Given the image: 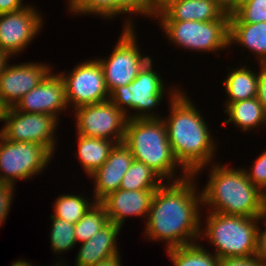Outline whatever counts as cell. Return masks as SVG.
I'll use <instances>...</instances> for the list:
<instances>
[{"label":"cell","mask_w":266,"mask_h":266,"mask_svg":"<svg viewBox=\"0 0 266 266\" xmlns=\"http://www.w3.org/2000/svg\"><path fill=\"white\" fill-rule=\"evenodd\" d=\"M15 186L0 182V227L4 224L13 203Z\"/></svg>","instance_id":"cell-33"},{"label":"cell","mask_w":266,"mask_h":266,"mask_svg":"<svg viewBox=\"0 0 266 266\" xmlns=\"http://www.w3.org/2000/svg\"><path fill=\"white\" fill-rule=\"evenodd\" d=\"M242 46L255 54L257 62L266 60V22L243 23L234 13L229 16V46Z\"/></svg>","instance_id":"cell-20"},{"label":"cell","mask_w":266,"mask_h":266,"mask_svg":"<svg viewBox=\"0 0 266 266\" xmlns=\"http://www.w3.org/2000/svg\"><path fill=\"white\" fill-rule=\"evenodd\" d=\"M229 14L219 20L158 21L170 43L189 51L215 53L229 49Z\"/></svg>","instance_id":"cell-7"},{"label":"cell","mask_w":266,"mask_h":266,"mask_svg":"<svg viewBox=\"0 0 266 266\" xmlns=\"http://www.w3.org/2000/svg\"><path fill=\"white\" fill-rule=\"evenodd\" d=\"M133 160V155L124 142L117 143L104 164L89 176L94 181L92 199L100 202L108 194L117 191Z\"/></svg>","instance_id":"cell-16"},{"label":"cell","mask_w":266,"mask_h":266,"mask_svg":"<svg viewBox=\"0 0 266 266\" xmlns=\"http://www.w3.org/2000/svg\"><path fill=\"white\" fill-rule=\"evenodd\" d=\"M224 113L228 118L223 124L234 123L237 129L242 130L240 132L247 133L261 125L266 126V115L258 97L230 103Z\"/></svg>","instance_id":"cell-22"},{"label":"cell","mask_w":266,"mask_h":266,"mask_svg":"<svg viewBox=\"0 0 266 266\" xmlns=\"http://www.w3.org/2000/svg\"><path fill=\"white\" fill-rule=\"evenodd\" d=\"M121 14H129L123 28H135L134 21L129 16L138 14L155 20L157 0H115V17Z\"/></svg>","instance_id":"cell-29"},{"label":"cell","mask_w":266,"mask_h":266,"mask_svg":"<svg viewBox=\"0 0 266 266\" xmlns=\"http://www.w3.org/2000/svg\"><path fill=\"white\" fill-rule=\"evenodd\" d=\"M214 1L226 14L231 15L236 11V0H214Z\"/></svg>","instance_id":"cell-38"},{"label":"cell","mask_w":266,"mask_h":266,"mask_svg":"<svg viewBox=\"0 0 266 266\" xmlns=\"http://www.w3.org/2000/svg\"><path fill=\"white\" fill-rule=\"evenodd\" d=\"M224 11L214 0H176L157 12L158 21H201L219 20Z\"/></svg>","instance_id":"cell-19"},{"label":"cell","mask_w":266,"mask_h":266,"mask_svg":"<svg viewBox=\"0 0 266 266\" xmlns=\"http://www.w3.org/2000/svg\"><path fill=\"white\" fill-rule=\"evenodd\" d=\"M165 181L143 162L133 160L125 173L120 188L122 190H157Z\"/></svg>","instance_id":"cell-25"},{"label":"cell","mask_w":266,"mask_h":266,"mask_svg":"<svg viewBox=\"0 0 266 266\" xmlns=\"http://www.w3.org/2000/svg\"><path fill=\"white\" fill-rule=\"evenodd\" d=\"M196 182L195 176L189 175L180 181L164 182L154 192L143 232L149 241H166V249L199 243L204 222Z\"/></svg>","instance_id":"cell-1"},{"label":"cell","mask_w":266,"mask_h":266,"mask_svg":"<svg viewBox=\"0 0 266 266\" xmlns=\"http://www.w3.org/2000/svg\"><path fill=\"white\" fill-rule=\"evenodd\" d=\"M61 260V261H60ZM61 263H60V262ZM59 261L58 262H56V264H54V265H52L51 264V266H66V264H67V262H64L62 259H59ZM63 261V262H62Z\"/></svg>","instance_id":"cell-45"},{"label":"cell","mask_w":266,"mask_h":266,"mask_svg":"<svg viewBox=\"0 0 266 266\" xmlns=\"http://www.w3.org/2000/svg\"><path fill=\"white\" fill-rule=\"evenodd\" d=\"M176 0H157V12H161L169 3Z\"/></svg>","instance_id":"cell-41"},{"label":"cell","mask_w":266,"mask_h":266,"mask_svg":"<svg viewBox=\"0 0 266 266\" xmlns=\"http://www.w3.org/2000/svg\"><path fill=\"white\" fill-rule=\"evenodd\" d=\"M77 158L81 163L83 171L90 176L98 168H100L109 157L113 147L116 145L114 141L85 137L77 134Z\"/></svg>","instance_id":"cell-23"},{"label":"cell","mask_w":266,"mask_h":266,"mask_svg":"<svg viewBox=\"0 0 266 266\" xmlns=\"http://www.w3.org/2000/svg\"><path fill=\"white\" fill-rule=\"evenodd\" d=\"M50 66L45 62L10 65L7 62L0 74V98L3 104L7 108L14 107L52 71Z\"/></svg>","instance_id":"cell-14"},{"label":"cell","mask_w":266,"mask_h":266,"mask_svg":"<svg viewBox=\"0 0 266 266\" xmlns=\"http://www.w3.org/2000/svg\"><path fill=\"white\" fill-rule=\"evenodd\" d=\"M11 58L0 50V74L3 72L4 66L7 64V62H10Z\"/></svg>","instance_id":"cell-40"},{"label":"cell","mask_w":266,"mask_h":266,"mask_svg":"<svg viewBox=\"0 0 266 266\" xmlns=\"http://www.w3.org/2000/svg\"><path fill=\"white\" fill-rule=\"evenodd\" d=\"M83 195L62 194L56 198L54 205L55 218L76 224L96 202Z\"/></svg>","instance_id":"cell-26"},{"label":"cell","mask_w":266,"mask_h":266,"mask_svg":"<svg viewBox=\"0 0 266 266\" xmlns=\"http://www.w3.org/2000/svg\"><path fill=\"white\" fill-rule=\"evenodd\" d=\"M43 27V18L32 4L0 14V50L10 58L26 50Z\"/></svg>","instance_id":"cell-13"},{"label":"cell","mask_w":266,"mask_h":266,"mask_svg":"<svg viewBox=\"0 0 266 266\" xmlns=\"http://www.w3.org/2000/svg\"><path fill=\"white\" fill-rule=\"evenodd\" d=\"M251 67L240 66L230 69V72L222 81L225 93L228 96L225 107L240 100H248L258 97L259 72L255 73Z\"/></svg>","instance_id":"cell-21"},{"label":"cell","mask_w":266,"mask_h":266,"mask_svg":"<svg viewBox=\"0 0 266 266\" xmlns=\"http://www.w3.org/2000/svg\"><path fill=\"white\" fill-rule=\"evenodd\" d=\"M22 1L24 0H0V14L10 13L20 10L27 6Z\"/></svg>","instance_id":"cell-37"},{"label":"cell","mask_w":266,"mask_h":266,"mask_svg":"<svg viewBox=\"0 0 266 266\" xmlns=\"http://www.w3.org/2000/svg\"><path fill=\"white\" fill-rule=\"evenodd\" d=\"M210 166L209 179L201 191L202 206H208L207 211L244 217H261L265 213L266 194L251 183L243 168L220 162Z\"/></svg>","instance_id":"cell-3"},{"label":"cell","mask_w":266,"mask_h":266,"mask_svg":"<svg viewBox=\"0 0 266 266\" xmlns=\"http://www.w3.org/2000/svg\"><path fill=\"white\" fill-rule=\"evenodd\" d=\"M59 74L64 80L67 104L72 110L109 100L103 70L97 59L77 63L72 71Z\"/></svg>","instance_id":"cell-12"},{"label":"cell","mask_w":266,"mask_h":266,"mask_svg":"<svg viewBox=\"0 0 266 266\" xmlns=\"http://www.w3.org/2000/svg\"><path fill=\"white\" fill-rule=\"evenodd\" d=\"M250 0H236V10Z\"/></svg>","instance_id":"cell-44"},{"label":"cell","mask_w":266,"mask_h":266,"mask_svg":"<svg viewBox=\"0 0 266 266\" xmlns=\"http://www.w3.org/2000/svg\"><path fill=\"white\" fill-rule=\"evenodd\" d=\"M123 142L134 160L146 164L165 182L180 181L189 176L173 155L162 118L128 119ZM178 167L182 171L179 176L176 175Z\"/></svg>","instance_id":"cell-4"},{"label":"cell","mask_w":266,"mask_h":266,"mask_svg":"<svg viewBox=\"0 0 266 266\" xmlns=\"http://www.w3.org/2000/svg\"><path fill=\"white\" fill-rule=\"evenodd\" d=\"M234 14L243 23L266 22V0H250L239 7Z\"/></svg>","instance_id":"cell-31"},{"label":"cell","mask_w":266,"mask_h":266,"mask_svg":"<svg viewBox=\"0 0 266 266\" xmlns=\"http://www.w3.org/2000/svg\"><path fill=\"white\" fill-rule=\"evenodd\" d=\"M121 226L109 222L105 227L96 232L90 240L81 243L75 266H91L96 263L119 254L117 236H119ZM66 266H69L66 265Z\"/></svg>","instance_id":"cell-18"},{"label":"cell","mask_w":266,"mask_h":266,"mask_svg":"<svg viewBox=\"0 0 266 266\" xmlns=\"http://www.w3.org/2000/svg\"><path fill=\"white\" fill-rule=\"evenodd\" d=\"M153 66L151 58L131 83L117 87L109 94V100L123 111L128 119L162 118L160 114L152 112L153 109L160 106L164 95L168 93L169 97H173L181 89V87L177 89L176 86H172L168 90L163 78L153 70ZM127 110H135V113L129 114Z\"/></svg>","instance_id":"cell-6"},{"label":"cell","mask_w":266,"mask_h":266,"mask_svg":"<svg viewBox=\"0 0 266 266\" xmlns=\"http://www.w3.org/2000/svg\"><path fill=\"white\" fill-rule=\"evenodd\" d=\"M91 266H122L120 253Z\"/></svg>","instance_id":"cell-39"},{"label":"cell","mask_w":266,"mask_h":266,"mask_svg":"<svg viewBox=\"0 0 266 266\" xmlns=\"http://www.w3.org/2000/svg\"><path fill=\"white\" fill-rule=\"evenodd\" d=\"M186 94L185 90H180L173 97L167 96L169 115L162 119L177 162L189 175L196 177L205 166L213 163L218 142L212 137L200 110Z\"/></svg>","instance_id":"cell-2"},{"label":"cell","mask_w":266,"mask_h":266,"mask_svg":"<svg viewBox=\"0 0 266 266\" xmlns=\"http://www.w3.org/2000/svg\"><path fill=\"white\" fill-rule=\"evenodd\" d=\"M259 221H262L266 225V211L261 217H259ZM262 229L263 228L258 227L257 249L255 255L266 264V228Z\"/></svg>","instance_id":"cell-35"},{"label":"cell","mask_w":266,"mask_h":266,"mask_svg":"<svg viewBox=\"0 0 266 266\" xmlns=\"http://www.w3.org/2000/svg\"><path fill=\"white\" fill-rule=\"evenodd\" d=\"M205 221L206 226L200 229L199 243L202 238L208 240L219 259L255 256L259 217L207 211Z\"/></svg>","instance_id":"cell-5"},{"label":"cell","mask_w":266,"mask_h":266,"mask_svg":"<svg viewBox=\"0 0 266 266\" xmlns=\"http://www.w3.org/2000/svg\"><path fill=\"white\" fill-rule=\"evenodd\" d=\"M259 80H258V99L263 107L266 115V69L259 64Z\"/></svg>","instance_id":"cell-36"},{"label":"cell","mask_w":266,"mask_h":266,"mask_svg":"<svg viewBox=\"0 0 266 266\" xmlns=\"http://www.w3.org/2000/svg\"><path fill=\"white\" fill-rule=\"evenodd\" d=\"M50 220H52L50 243L53 253L59 255L73 249L77 244L74 235L75 224L55 218L52 214Z\"/></svg>","instance_id":"cell-28"},{"label":"cell","mask_w":266,"mask_h":266,"mask_svg":"<svg viewBox=\"0 0 266 266\" xmlns=\"http://www.w3.org/2000/svg\"><path fill=\"white\" fill-rule=\"evenodd\" d=\"M72 111L77 134L111 140L116 144L123 142L128 117L110 100L83 105Z\"/></svg>","instance_id":"cell-10"},{"label":"cell","mask_w":266,"mask_h":266,"mask_svg":"<svg viewBox=\"0 0 266 266\" xmlns=\"http://www.w3.org/2000/svg\"><path fill=\"white\" fill-rule=\"evenodd\" d=\"M174 266H217L219 258L196 243L166 249Z\"/></svg>","instance_id":"cell-24"},{"label":"cell","mask_w":266,"mask_h":266,"mask_svg":"<svg viewBox=\"0 0 266 266\" xmlns=\"http://www.w3.org/2000/svg\"><path fill=\"white\" fill-rule=\"evenodd\" d=\"M262 66L266 69V60L262 63Z\"/></svg>","instance_id":"cell-46"},{"label":"cell","mask_w":266,"mask_h":266,"mask_svg":"<svg viewBox=\"0 0 266 266\" xmlns=\"http://www.w3.org/2000/svg\"><path fill=\"white\" fill-rule=\"evenodd\" d=\"M53 154L34 142H12L0 134V182L15 185L47 169Z\"/></svg>","instance_id":"cell-8"},{"label":"cell","mask_w":266,"mask_h":266,"mask_svg":"<svg viewBox=\"0 0 266 266\" xmlns=\"http://www.w3.org/2000/svg\"><path fill=\"white\" fill-rule=\"evenodd\" d=\"M156 190H122L108 194L100 203L107 212L109 222L123 227L127 217H144L149 213Z\"/></svg>","instance_id":"cell-17"},{"label":"cell","mask_w":266,"mask_h":266,"mask_svg":"<svg viewBox=\"0 0 266 266\" xmlns=\"http://www.w3.org/2000/svg\"><path fill=\"white\" fill-rule=\"evenodd\" d=\"M135 28H124L118 42L115 44L111 55L107 58H98L106 87L109 94L117 87L127 86L139 74L144 65L151 59L150 56H143Z\"/></svg>","instance_id":"cell-9"},{"label":"cell","mask_w":266,"mask_h":266,"mask_svg":"<svg viewBox=\"0 0 266 266\" xmlns=\"http://www.w3.org/2000/svg\"><path fill=\"white\" fill-rule=\"evenodd\" d=\"M109 223L107 212L100 202H95L75 224L74 235L78 244L87 242Z\"/></svg>","instance_id":"cell-27"},{"label":"cell","mask_w":266,"mask_h":266,"mask_svg":"<svg viewBox=\"0 0 266 266\" xmlns=\"http://www.w3.org/2000/svg\"><path fill=\"white\" fill-rule=\"evenodd\" d=\"M67 6L73 15H96L100 18H115V0H67Z\"/></svg>","instance_id":"cell-30"},{"label":"cell","mask_w":266,"mask_h":266,"mask_svg":"<svg viewBox=\"0 0 266 266\" xmlns=\"http://www.w3.org/2000/svg\"><path fill=\"white\" fill-rule=\"evenodd\" d=\"M7 107L3 104L1 98H0V122L3 123V119L5 117Z\"/></svg>","instance_id":"cell-43"},{"label":"cell","mask_w":266,"mask_h":266,"mask_svg":"<svg viewBox=\"0 0 266 266\" xmlns=\"http://www.w3.org/2000/svg\"><path fill=\"white\" fill-rule=\"evenodd\" d=\"M0 134L12 142H34L52 154L57 146L58 119L48 114L25 113L14 107L6 109ZM56 144V145H55Z\"/></svg>","instance_id":"cell-11"},{"label":"cell","mask_w":266,"mask_h":266,"mask_svg":"<svg viewBox=\"0 0 266 266\" xmlns=\"http://www.w3.org/2000/svg\"><path fill=\"white\" fill-rule=\"evenodd\" d=\"M11 266H35V265L28 262L27 260L20 259V260L13 262Z\"/></svg>","instance_id":"cell-42"},{"label":"cell","mask_w":266,"mask_h":266,"mask_svg":"<svg viewBox=\"0 0 266 266\" xmlns=\"http://www.w3.org/2000/svg\"><path fill=\"white\" fill-rule=\"evenodd\" d=\"M217 266H266L256 255L249 257L220 258Z\"/></svg>","instance_id":"cell-34"},{"label":"cell","mask_w":266,"mask_h":266,"mask_svg":"<svg viewBox=\"0 0 266 266\" xmlns=\"http://www.w3.org/2000/svg\"><path fill=\"white\" fill-rule=\"evenodd\" d=\"M52 71L42 82L24 95L14 106L20 112L48 114L58 118L62 111L69 110L65 84L59 73Z\"/></svg>","instance_id":"cell-15"},{"label":"cell","mask_w":266,"mask_h":266,"mask_svg":"<svg viewBox=\"0 0 266 266\" xmlns=\"http://www.w3.org/2000/svg\"><path fill=\"white\" fill-rule=\"evenodd\" d=\"M247 178L266 194V150L256 157L252 168H243Z\"/></svg>","instance_id":"cell-32"}]
</instances>
